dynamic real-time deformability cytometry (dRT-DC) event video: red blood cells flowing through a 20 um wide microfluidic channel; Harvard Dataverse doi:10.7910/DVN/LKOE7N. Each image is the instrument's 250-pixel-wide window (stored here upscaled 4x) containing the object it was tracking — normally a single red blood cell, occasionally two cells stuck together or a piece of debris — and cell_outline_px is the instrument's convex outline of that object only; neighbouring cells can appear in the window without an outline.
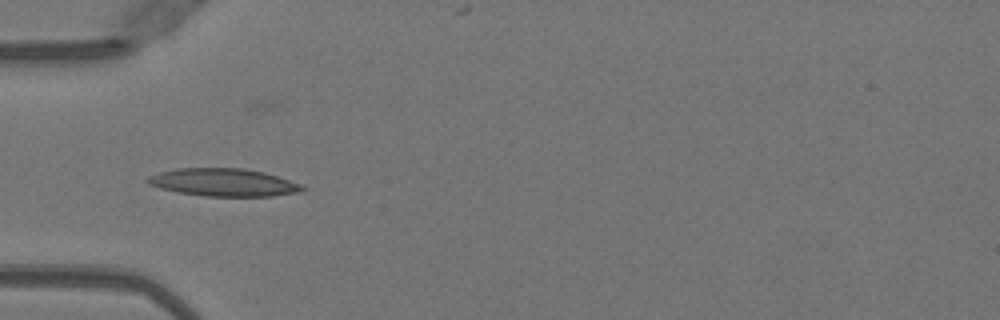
{"species": "Egyptian fruit bat (a non-hibernating species)", "species_latin": "Rousettus aegyptiacus", "temperature_condition": "warm", "stored_images_in_passage": 35, "camera_frame_rate_fps": 3000, "um_per_image_px": 0.085, "animal": {"sex": "female"}, "frame": {"image": 1, "passage_image": 1, "time_ms": 0.0, "image_size_px": [1000, 320], "cell_outline_px": [[308, 188], [300, 192], [272, 196], [204, 196], [180, 192], [160, 188], [148, 184], [144, 180], [148, 176], [160, 172], [176, 168], [244, 168], [264, 172], [300, 184]], "centroid_in_image_um": [18.99, 15.5], "position_along_channel_um": 66.0, "area_um2": 24.97}}
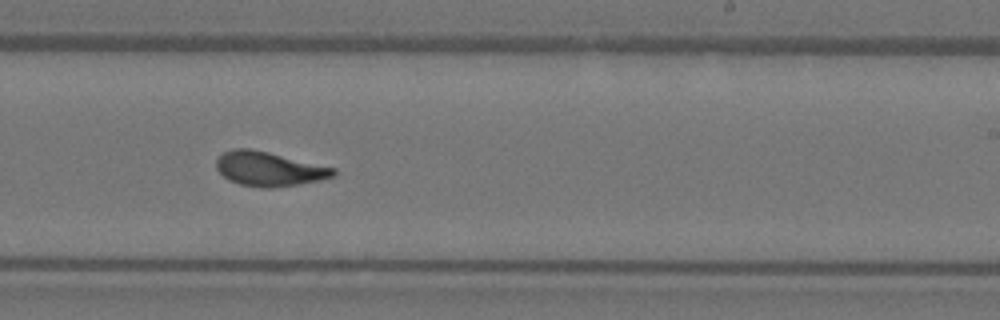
{"frame": {"image": 2, "passage_image": 16, "time_ms": 5.0, "image_size_px": [1000, 320], "cell_outline_px": [[336, 176], [320, 180], [272, 188], [264, 188], [240, 184], [228, 180], [216, 168], [216, 160], [224, 152], [232, 148], [248, 148], [268, 152], [336, 168]], "centroid_in_image_um": [22.87, 14.35], "position_along_channel_um": 266.1, "area_um2": 23.29}}
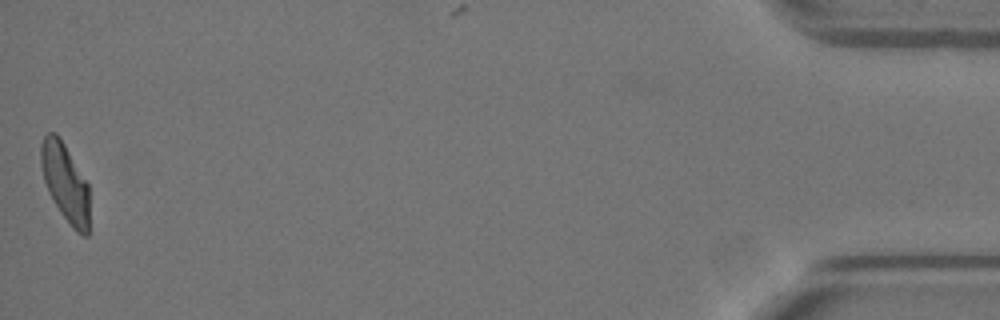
{"frame": {"image": 3, "passage_image": 35, "time_ms": 11.333, "image_size_px": [1000, 320], "cell_outline_px": [[88, 236], [84, 236], [76, 232], [72, 228], [60, 212], [48, 192], [44, 180], [40, 164], [40, 144], [44, 136], [48, 132], [56, 132], [60, 136], [88, 184]], "centroid_in_image_um": [5.52, 15.49], "position_along_channel_um": 429.7, "area_um2": 22.14}, "authors_computed_cell_mechanics": {"area_um2": 22.831, "velocity_mm_per_s": 4.0185, "shape_relaxation_time_tau1_ms": 6.3642, "shape_relaxation_time_tau2_ms": 1.1767, "deformation_change_tau1": 0.2256, "deformation_change_tau2": 0.0743}}